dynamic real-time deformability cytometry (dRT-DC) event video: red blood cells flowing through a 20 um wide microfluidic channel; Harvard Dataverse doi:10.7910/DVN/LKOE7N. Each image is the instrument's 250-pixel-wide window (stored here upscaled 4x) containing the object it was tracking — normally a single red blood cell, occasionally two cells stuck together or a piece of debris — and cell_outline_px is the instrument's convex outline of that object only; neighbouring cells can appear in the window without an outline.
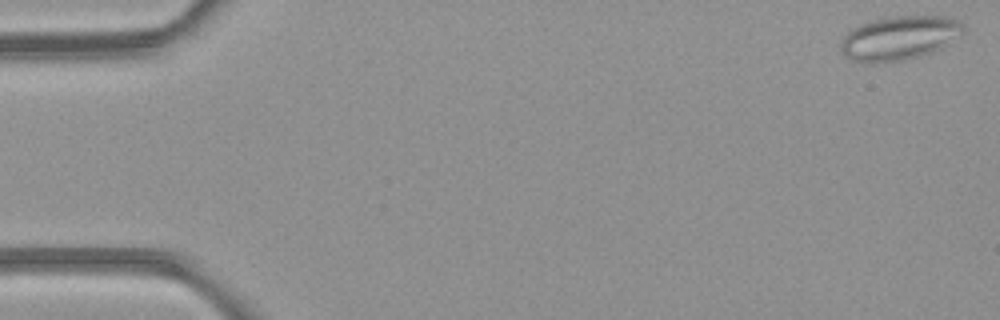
{"species": "common noctule bat (a hibernating species)", "species_latin": "Nyctalus noctula", "temperature_condition": "room temperature", "stored_images_in_passage": 3, "camera_frame_rate_fps": 3000, "um_per_image_px": 0.085, "animal": {"sex": "female", "body_mass_g": 21.9}, "frame": {"image": 1, "passage_image": 3, "time_ms": 2.333, "image_size_px": [1000, 320], "cell_outline_px": [[964, 28], [940, 48], [932, 52], [920, 56], [904, 60], [876, 64], [868, 64], [852, 60], [840, 48], [840, 40], [848, 32], [860, 24], [872, 20], [896, 16], [944, 16], [960, 20], [964, 24]], "centroid_in_image_um": [76.39, 3.24], "position_along_channel_um": 8.6, "area_um2": 31.15}}